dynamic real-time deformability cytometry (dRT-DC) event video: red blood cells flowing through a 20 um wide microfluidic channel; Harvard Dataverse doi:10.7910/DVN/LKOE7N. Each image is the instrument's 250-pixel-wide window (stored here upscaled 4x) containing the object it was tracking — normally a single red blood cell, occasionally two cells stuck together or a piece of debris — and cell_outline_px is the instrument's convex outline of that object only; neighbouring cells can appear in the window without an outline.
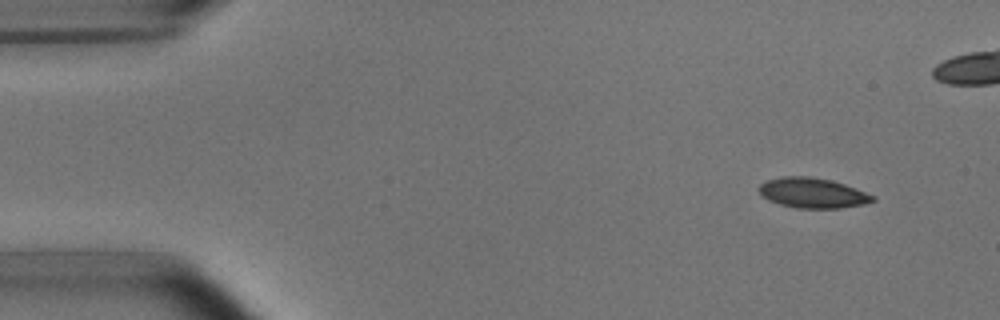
{"species": "common noctule bat (a hibernating species)", "species_latin": "Nyctalus noctula", "temperature_condition": "room temperature", "stored_images_in_passage": 5, "camera_frame_rate_fps": 3000, "um_per_image_px": 0.085, "animal": {"sex": "male", "body_mass_g": 15.6}, "frame": {"image": 1, "passage_image": 1, "time_ms": 0.0, "image_size_px": [1000, 320], "cell_outline_px": [[876, 200], [864, 204], [840, 208], [796, 208], [780, 204], [768, 200], [760, 196], [756, 188], [760, 184], [768, 180], [784, 176], [808, 176], [832, 180], [856, 188], [876, 196]], "centroid_in_image_um": [69.05, 16.4], "position_along_channel_um": 15.9, "area_um2": 20.17}}